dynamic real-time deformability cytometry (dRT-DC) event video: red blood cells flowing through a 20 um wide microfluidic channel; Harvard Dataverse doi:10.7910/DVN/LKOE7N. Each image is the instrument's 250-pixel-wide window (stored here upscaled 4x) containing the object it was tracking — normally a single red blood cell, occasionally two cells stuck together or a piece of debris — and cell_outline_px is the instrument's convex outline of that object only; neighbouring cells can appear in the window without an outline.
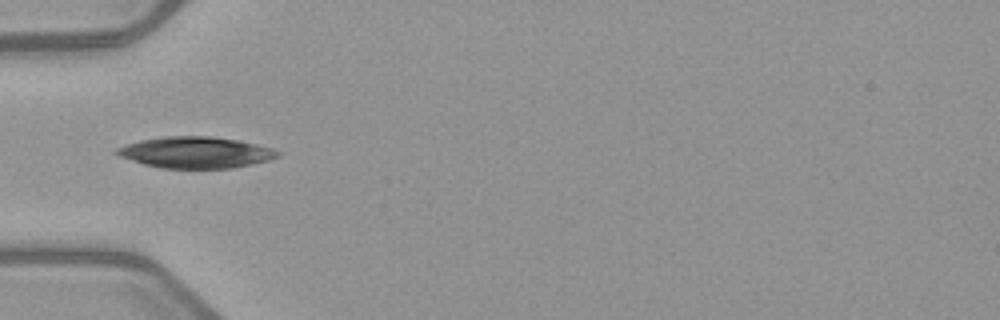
{"species": "common noctule bat (a hibernating species)", "species_latin": "Nyctalus noctula", "temperature_condition": "warm", "stored_images_in_passage": 5, "camera_frame_rate_fps": 3000, "um_per_image_px": 0.085, "animal": {"sex": "female", "body_mass_g": 21.9}, "frame": {"image": 1, "passage_image": 4, "time_ms": 4.333, "image_size_px": [1000, 320], "cell_outline_px": [[280, 156], [268, 160], [252, 164], [232, 168], [160, 168], [144, 164], [120, 156], [112, 152], [116, 148], [124, 144], [140, 140], [164, 136], [212, 136], [240, 140], [272, 148], [280, 152]], "centroid_in_image_um": [16.61, 12.95], "position_along_channel_um": 68.4, "area_um2": 29.48}}
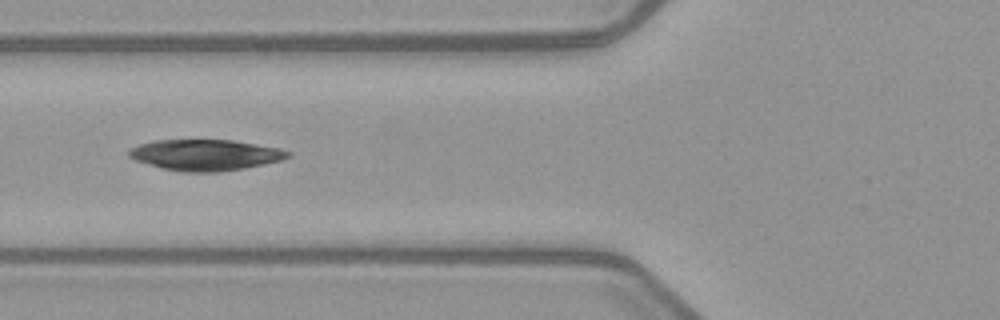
{"frame": {"image": 2, "passage_image": 5, "time_ms": 5.333, "image_size_px": [1000, 320], "cell_outline_px": [[292, 156], [280, 160], [264, 164], [244, 168], [216, 172], [184, 172], [160, 168], [136, 160], [128, 156], [128, 152], [132, 148], [140, 144], [156, 140], [232, 140], [280, 148], [292, 152]], "centroid_in_image_um": [17.48, 13.17], "position_along_channel_um": 108.3, "area_um2": 28.61}}